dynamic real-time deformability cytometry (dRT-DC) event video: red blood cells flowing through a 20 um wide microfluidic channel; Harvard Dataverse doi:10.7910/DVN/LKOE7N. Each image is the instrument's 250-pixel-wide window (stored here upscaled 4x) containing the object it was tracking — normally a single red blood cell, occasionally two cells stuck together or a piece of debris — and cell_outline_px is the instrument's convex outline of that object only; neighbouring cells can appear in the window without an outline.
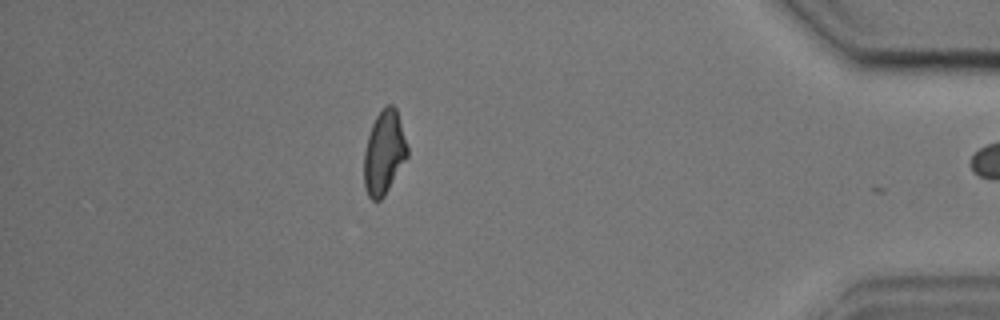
{"species": "common noctule bat (a hibernating species)", "species_latin": "Nyctalus noctula", "temperature_condition": "cold", "stored_images_in_passage": 34, "camera_frame_rate_fps": 3000, "um_per_image_px": 0.085, "animal": {"sex": "male", "body_mass_g": 17.9, "forearm_length_mm": 54.2}, "frame": {"image": 1, "passage_image": 33, "time_ms": 10.667, "image_size_px": [1000, 320], "cell_outline_px": [[408, 156], [384, 196], [380, 200], [372, 200], [368, 196], [364, 188], [364, 152], [368, 136], [372, 124], [376, 116], [388, 104], [392, 104], [396, 108], [408, 148]], "centroid_in_image_um": [32.64, 12.99], "position_along_channel_um": 402.6, "area_um2": 20.98}, "authors_computed_cell_mechanics": {"area_um2": 21.5016, "velocity_mm_per_s": 3.6226, "shape_relaxation_time_tau1_ms": 8.5191, "shape_relaxation_time_tau2_ms": 3.766, "deformation_change_tau1": 0.2088, "deformation_change_tau2": 0.1027}}